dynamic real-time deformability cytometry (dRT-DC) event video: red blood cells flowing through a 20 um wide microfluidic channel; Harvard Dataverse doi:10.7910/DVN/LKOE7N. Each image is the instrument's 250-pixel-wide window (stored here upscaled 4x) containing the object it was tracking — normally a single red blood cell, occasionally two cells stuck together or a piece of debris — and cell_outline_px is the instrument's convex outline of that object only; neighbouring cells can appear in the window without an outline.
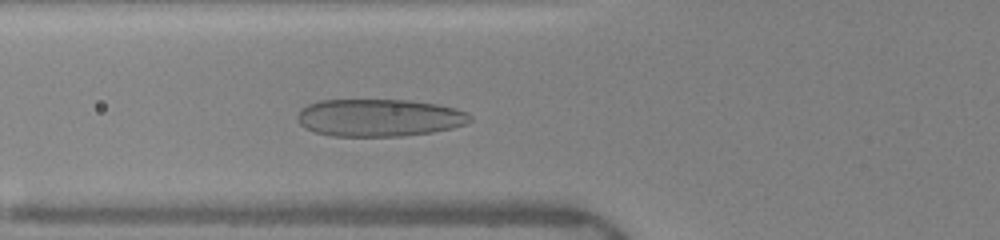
{"species": "human", "species_latin": "Homo sapiens", "temperature_condition": "warm", "stored_images_in_passage": 40, "camera_frame_rate_fps": 3000, "um_per_image_px": 0.085, "donor": {"sex": "female"}, "frame": {"image": 1, "passage_image": 15, "time_ms": 4.667, "image_size_px": [1000, 240], "cell_outline_px": [[472, 120], [464, 124], [452, 128], [432, 132], [400, 136], [332, 136], [316, 132], [304, 128], [296, 120], [296, 116], [300, 108], [308, 104], [320, 100], [408, 100], [436, 104], [456, 108], [468, 112], [472, 116]], "centroid_in_image_um": [32.21, 10.0], "position_along_channel_um": 93.6, "area_um2": 37.92}}
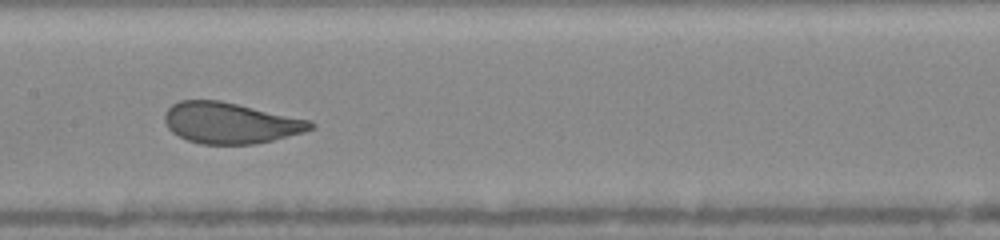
{"frame": {"image": 2, "passage_image": 22, "time_ms": 7.0, "image_size_px": [1000, 240], "cell_outline_px": [[316, 128], [304, 132], [256, 144], [200, 144], [188, 140], [172, 132], [168, 128], [164, 120], [164, 116], [168, 108], [172, 104], [180, 100], [220, 100], [312, 120], [316, 124]], "centroid_in_image_um": [19.61, 10.45], "position_along_channel_um": 187.8, "area_um2": 35.03}}
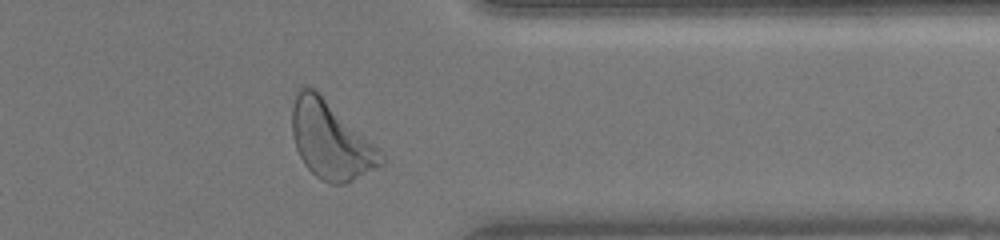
{"frame": {"image": 3, "passage_image": 37, "time_ms": 12.0, "image_size_px": [1000, 240], "cell_outline_px": [[384, 164], [348, 184], [332, 184], [320, 180], [304, 164], [296, 148], [292, 132], [292, 108], [296, 96], [300, 88], [304, 84], [308, 84], [316, 88], [384, 152]], "centroid_in_image_um": [28.14, 11.91], "position_along_channel_um": 383.3, "area_um2": 40.81}, "authors_computed_cell_mechanics": {"area_um2": 36.6452, "velocity_mm_per_s": 4.0129, "shape_relaxation_time_tau1_ms": 3.7068, "shape_relaxation_time_tau2_ms": null, "deformation_change_tau1": 0.16, "deformation_change_tau2": null}}